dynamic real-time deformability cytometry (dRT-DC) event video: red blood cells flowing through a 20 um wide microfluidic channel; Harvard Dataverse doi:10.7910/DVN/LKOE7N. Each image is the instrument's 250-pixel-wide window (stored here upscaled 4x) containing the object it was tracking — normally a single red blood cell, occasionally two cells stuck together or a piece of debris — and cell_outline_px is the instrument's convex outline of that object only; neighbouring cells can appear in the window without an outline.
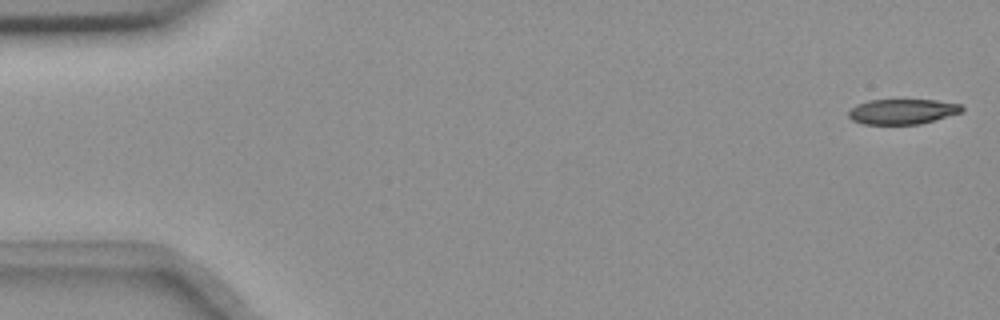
{"species": "common noctule bat (a hibernating species)", "species_latin": "Nyctalus noctula", "temperature_condition": "room temperature", "stored_images_in_passage": 55, "camera_frame_rate_fps": 3000, "um_per_image_px": 0.085, "animal": {"sex": "female", "body_mass_g": 18.4}, "frame": {"image": 1, "passage_image": 1, "time_ms": 0.0, "image_size_px": [1000, 320], "cell_outline_px": [[964, 108], [960, 112], [920, 124], [864, 124], [852, 120], [848, 116], [848, 112], [856, 104], [868, 100], [936, 100], [960, 104]], "centroid_in_image_um": [76.66, 9.48], "position_along_channel_um": 8.3, "area_um2": 16.47}}
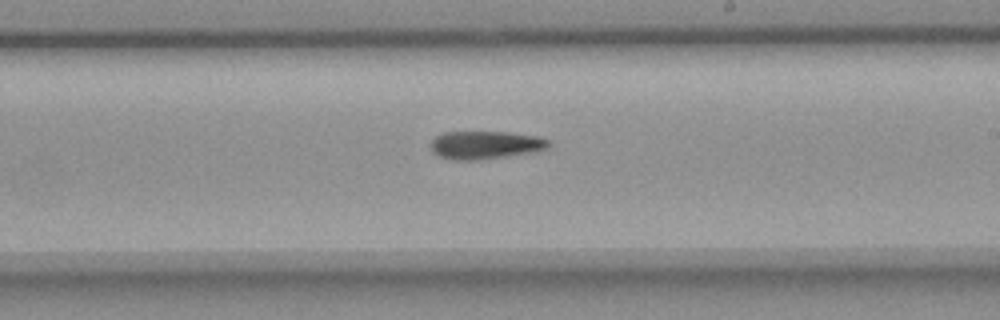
{"frame": {"image": 2, "passage_image": 32, "time_ms": 10.333, "image_size_px": [1000, 320], "cell_outline_px": [[552, 144], [548, 148], [532, 152], [480, 160], [452, 160], [440, 156], [432, 152], [432, 140], [436, 136], [444, 132], [508, 132], [540, 136], [552, 140]], "centroid_in_image_um": [41.32, 12.32], "position_along_channel_um": 247.7, "area_um2": 19.42}}
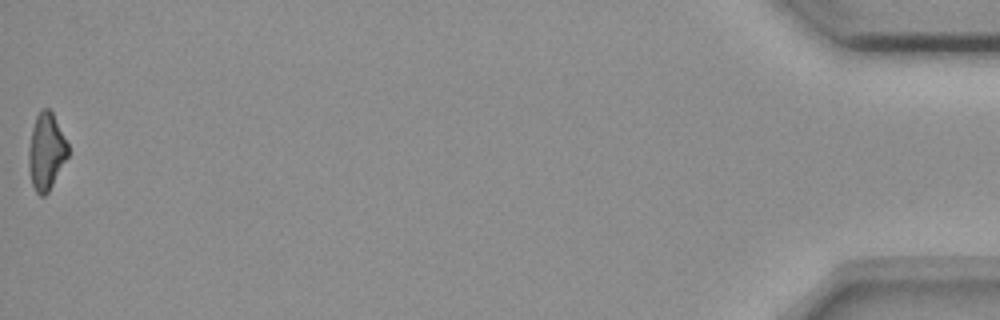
{"frame": {"image": 3, "passage_image": 55, "time_ms": 18.0, "image_size_px": [1000, 320], "cell_outline_px": [[68, 156], [48, 192], [44, 196], [40, 196], [36, 192], [32, 184], [28, 168], [28, 148], [32, 128], [36, 116], [40, 108], [48, 108], [52, 112], [68, 144]], "centroid_in_image_um": [3.91, 12.87], "position_along_channel_um": 431.3, "area_um2": 17.57}}